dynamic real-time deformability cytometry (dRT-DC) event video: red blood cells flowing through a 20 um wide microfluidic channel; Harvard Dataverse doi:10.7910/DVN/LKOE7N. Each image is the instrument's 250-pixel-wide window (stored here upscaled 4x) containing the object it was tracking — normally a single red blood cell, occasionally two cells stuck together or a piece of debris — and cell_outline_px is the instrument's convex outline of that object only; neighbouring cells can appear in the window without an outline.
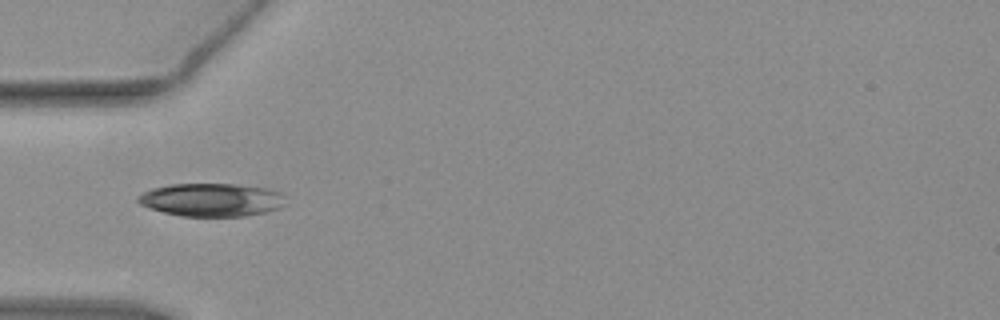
{"species": "common noctule bat (a hibernating species)", "species_latin": "Nyctalus noctula", "temperature_condition": "warm", "stored_images_in_passage": 11, "camera_frame_rate_fps": 3000, "um_per_image_px": 0.085, "animal": {"sex": "female", "body_mass_g": 19.3, "forearm_length_mm": 54.1}, "frame": {"image": 1, "passage_image": 1, "time_ms": 0.0, "image_size_px": [1000, 320], "cell_outline_px": [[284, 204], [280, 208], [264, 212], [244, 216], [180, 216], [148, 208], [140, 204], [136, 200], [136, 196], [152, 188], [168, 184], [236, 184], [268, 188], [280, 192], [284, 196]], "centroid_in_image_um": [17.95, 16.98], "position_along_channel_um": 67.0, "area_um2": 28.61}}
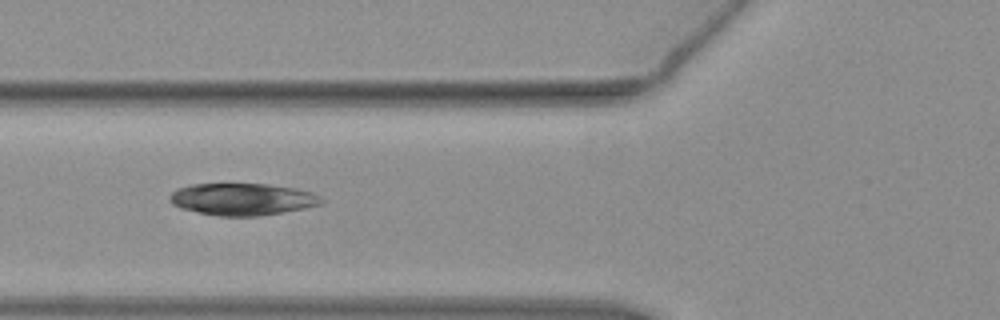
{"frame": {"image": 2, "passage_image": 4, "time_ms": 1.0, "image_size_px": [1000, 320], "cell_outline_px": [[324, 200], [320, 204], [304, 208], [260, 216], [220, 216], [180, 208], [172, 204], [168, 200], [168, 196], [172, 192], [188, 184], [268, 184], [296, 188], [312, 192], [320, 196]], "centroid_in_image_um": [20.59, 16.93], "position_along_channel_um": 105.2, "area_um2": 28.26}}